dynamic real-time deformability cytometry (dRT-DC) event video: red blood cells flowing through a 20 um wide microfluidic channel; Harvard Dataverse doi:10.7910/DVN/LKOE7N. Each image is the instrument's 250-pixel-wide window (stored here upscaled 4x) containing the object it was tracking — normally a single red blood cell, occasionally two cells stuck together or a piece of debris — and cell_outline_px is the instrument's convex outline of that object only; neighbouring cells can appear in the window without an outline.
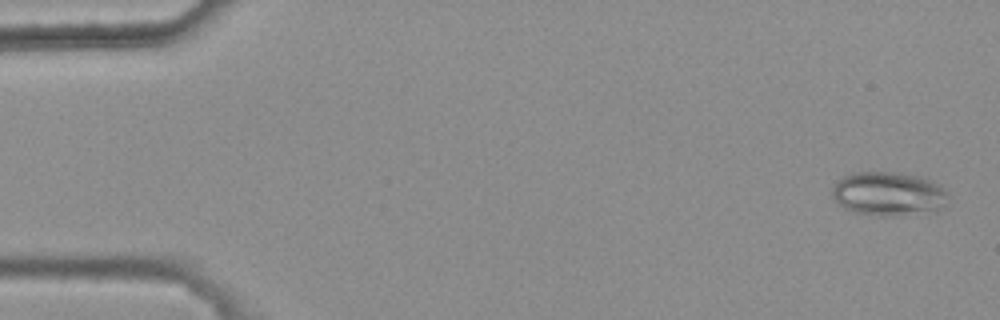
{"species": "common noctule bat (a hibernating species)", "species_latin": "Nyctalus noctula", "temperature_condition": "warm", "stored_images_in_passage": 5, "camera_frame_rate_fps": 3000, "um_per_image_px": 0.085, "animal": {"sex": "female", "body_mass_g": 25.1}, "frame": {"image": 1, "passage_image": 1, "time_ms": 0.0, "image_size_px": [1000, 320], "cell_outline_px": [[948, 196], [936, 212], [892, 216], [876, 216], [852, 212], [844, 208], [832, 196], [832, 188], [844, 176], [856, 172], [896, 172], [920, 176], [940, 184], [948, 192]], "centroid_in_image_um": [75.54, 16.48], "position_along_channel_um": 9.5, "area_um2": 29.82}}